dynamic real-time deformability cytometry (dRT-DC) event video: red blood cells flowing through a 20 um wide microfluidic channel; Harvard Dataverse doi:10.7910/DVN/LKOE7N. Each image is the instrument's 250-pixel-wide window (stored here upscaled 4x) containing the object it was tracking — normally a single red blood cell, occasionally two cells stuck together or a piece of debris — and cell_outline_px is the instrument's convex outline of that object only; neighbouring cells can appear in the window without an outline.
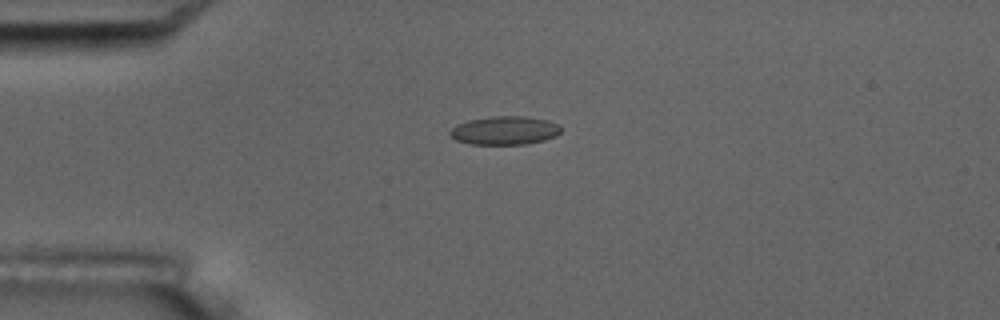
{"species": "common noctule bat (a hibernating species)", "species_latin": "Nyctalus noctula", "temperature_condition": "room temperature", "stored_images_in_passage": 2, "camera_frame_rate_fps": 3000, "um_per_image_px": 0.085, "animal": {"sex": "male", "body_mass_g": 17.5, "forearm_length_mm": 52.3}, "frame": {"image": 1, "passage_image": 1, "time_ms": 0.0, "image_size_px": [1000, 320], "cell_outline_px": [[560, 132], [556, 136], [544, 140], [524, 144], [472, 144], [456, 140], [448, 136], [448, 132], [456, 124], [468, 120], [492, 116], [524, 116], [548, 120], [560, 124]], "centroid_in_image_um": [42.88, 11.08], "position_along_channel_um": 42.1, "area_um2": 18.55}}